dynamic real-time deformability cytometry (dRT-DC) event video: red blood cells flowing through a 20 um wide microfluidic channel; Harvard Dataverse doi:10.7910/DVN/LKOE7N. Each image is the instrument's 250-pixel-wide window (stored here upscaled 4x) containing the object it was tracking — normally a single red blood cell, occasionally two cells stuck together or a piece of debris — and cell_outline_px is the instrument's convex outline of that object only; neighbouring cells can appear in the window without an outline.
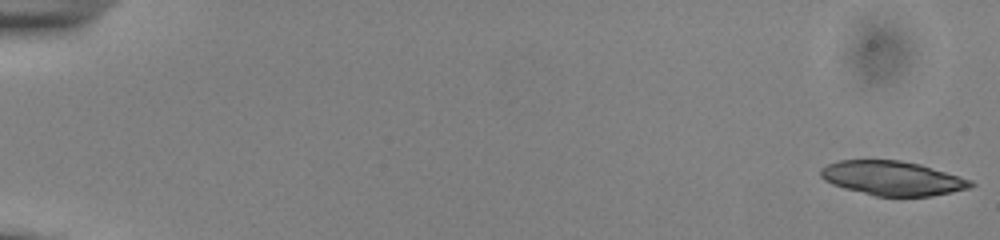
{"species": "common noctule bat (a hibernating species)", "species_latin": "Nyctalus noctula", "temperature_condition": "cold", "stored_images_in_passage": 53, "camera_frame_rate_fps": 3000, "um_per_image_px": 0.085, "animal": {"sex": "male", "body_mass_g": 13.0, "forearm_length_mm": 53.1}, "frame": {"image": 1, "passage_image": 1, "time_ms": 0.0, "image_size_px": [1000, 240], "cell_outline_px": [[976, 184], [972, 188], [932, 196], [876, 196], [844, 188], [832, 184], [824, 180], [820, 176], [820, 168], [828, 164], [840, 160], [900, 160], [920, 164], [972, 180]], "centroid_in_image_um": [75.87, 15.15], "position_along_channel_um": 9.1, "area_um2": 30.06}}
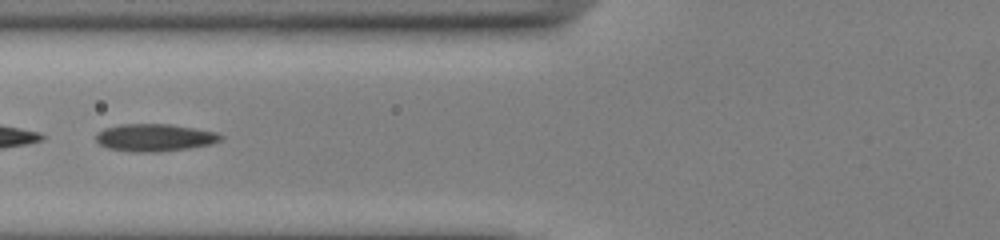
{"frame": {"image": 2, "passage_image": 23, "time_ms": 7.333, "image_size_px": [1000, 240], "cell_outline_px": [[224, 136], [220, 140], [212, 144], [188, 148], [160, 152], [132, 152], [108, 148], [100, 144], [96, 140], [96, 132], [104, 128], [120, 124], [172, 124], [196, 128], [216, 132]], "centroid_in_image_um": [13.14, 11.69], "position_along_channel_um": 112.7, "area_um2": 20.11}}
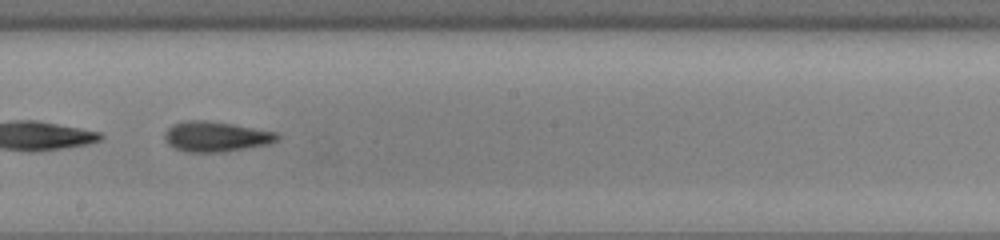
{"frame": {"image": 3, "passage_image": 32, "time_ms": 10.333, "image_size_px": [1000, 240], "cell_outline_px": [[280, 136], [276, 140], [268, 144], [224, 152], [184, 152], [172, 148], [164, 140], [164, 132], [172, 124], [184, 120], [204, 120], [232, 124], [276, 132]], "centroid_in_image_um": [18.28, 11.61], "position_along_channel_um": 229.9, "area_um2": 19.94}}